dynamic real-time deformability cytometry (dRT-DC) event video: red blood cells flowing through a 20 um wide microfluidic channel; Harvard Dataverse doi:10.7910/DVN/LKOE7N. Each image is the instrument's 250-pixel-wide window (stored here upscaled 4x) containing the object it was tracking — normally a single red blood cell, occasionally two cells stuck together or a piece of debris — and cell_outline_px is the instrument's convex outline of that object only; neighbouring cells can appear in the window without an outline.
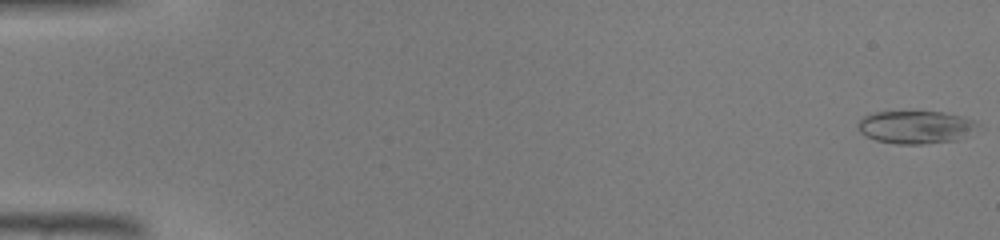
{"species": "common noctule bat (a hibernating species)", "species_latin": "Nyctalus noctula", "temperature_condition": "warm", "stored_images_in_passage": 26, "camera_frame_rate_fps": 3000, "um_per_image_px": 0.085, "animal": {"sex": "male", "body_mass_g": 19.0, "forearm_length_mm": 50.8}, "frame": {"image": 1, "passage_image": 1, "time_ms": 0.0, "image_size_px": [1000, 240], "cell_outline_px": [[980, 124], [956, 140], [920, 144], [896, 144], [876, 140], [864, 136], [856, 128], [856, 124], [864, 116], [872, 112], [944, 112], [964, 116]], "centroid_in_image_um": [77.74, 10.8], "position_along_channel_um": 7.3, "area_um2": 22.77}}
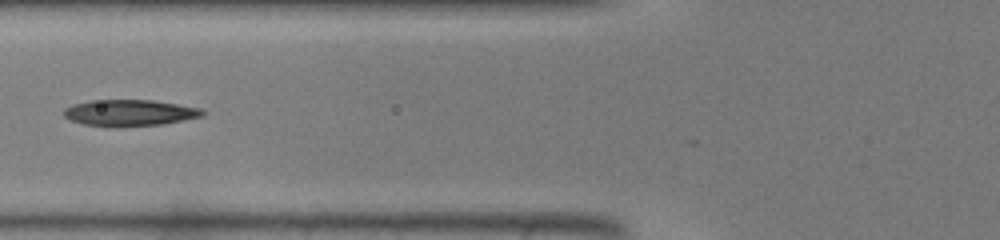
{"frame": {"image": 2, "passage_image": 19, "time_ms": 6.0, "image_size_px": [1000, 240], "cell_outline_px": [[204, 116], [184, 120], [160, 124], [120, 128], [108, 128], [84, 124], [72, 120], [64, 116], [60, 112], [64, 108], [72, 104], [92, 100], [152, 100], [200, 108], [204, 112]], "centroid_in_image_um": [10.95, 9.61], "position_along_channel_um": 114.8, "area_um2": 21.62}}
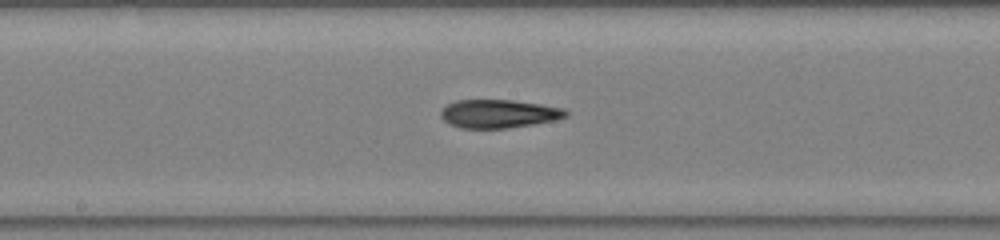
{"frame": {"image": 3, "passage_image": 25, "time_ms": 8.0, "image_size_px": [1000, 240], "cell_outline_px": [[568, 116], [556, 120], [532, 124], [504, 128], [460, 128], [444, 120], [440, 116], [440, 112], [448, 104], [456, 100], [512, 100], [540, 104], [564, 108], [568, 112]], "centroid_in_image_um": [42.41, 9.66], "position_along_channel_um": 205.8, "area_um2": 20.52}}